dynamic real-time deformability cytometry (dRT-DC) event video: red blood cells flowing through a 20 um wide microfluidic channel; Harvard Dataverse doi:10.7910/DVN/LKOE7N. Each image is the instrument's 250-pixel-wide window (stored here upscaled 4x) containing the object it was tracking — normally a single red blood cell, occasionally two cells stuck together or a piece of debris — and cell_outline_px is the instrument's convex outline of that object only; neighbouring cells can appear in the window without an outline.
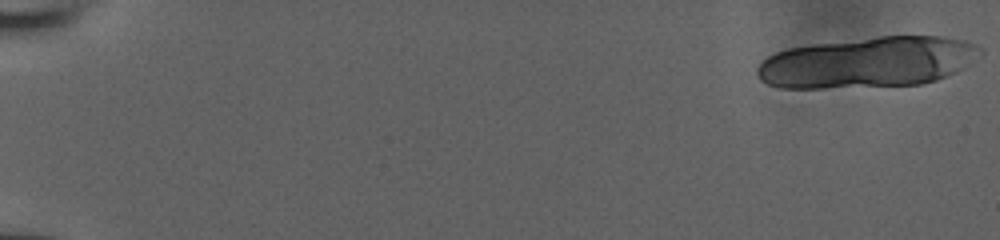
{"species": "human", "species_latin": "Homo sapiens", "temperature_condition": "room temperature", "stored_images_in_passage": 23, "segment_of_instrument_passage": [1, 2], "camera_frame_rate_fps": 3000, "um_per_image_px": 0.085, "donor": {"sex": "male"}, "frame": {"image": 1, "passage_image": 1, "time_ms": 0.0, "image_size_px": [1000, 240], "cell_outline_px": [[984, 52], [980, 56], [960, 68], [936, 80], [920, 84], [824, 88], [780, 88], [768, 84], [760, 80], [756, 72], [756, 68], [768, 56], [776, 52], [788, 48], [816, 44], [876, 36], [940, 36], [964, 40], [984, 48]], "centroid_in_image_um": [73.75, 5.29], "position_along_channel_um": 11.3, "area_um2": 65.78}}